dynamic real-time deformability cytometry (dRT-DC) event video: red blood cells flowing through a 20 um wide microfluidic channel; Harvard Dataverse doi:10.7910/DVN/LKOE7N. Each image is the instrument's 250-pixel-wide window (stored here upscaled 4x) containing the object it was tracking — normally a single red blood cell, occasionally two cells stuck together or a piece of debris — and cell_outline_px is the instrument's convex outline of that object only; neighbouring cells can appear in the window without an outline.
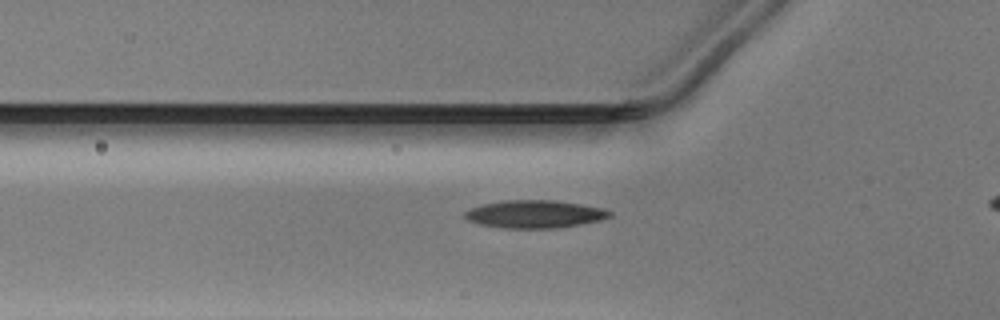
{"species": "Egyptian fruit bat (a non-hibernating species)", "species_latin": "Rousettus aegyptiacus", "temperature_condition": "warm", "stored_images_in_passage": 37, "camera_frame_rate_fps": 3000, "um_per_image_px": 0.085, "animal": {"sex": "male"}, "frame": {"image": 1, "passage_image": 9, "time_ms": 2.667, "image_size_px": [1000, 320], "cell_outline_px": [[612, 216], [600, 220], [580, 224], [556, 228], [504, 228], [480, 224], [468, 220], [464, 216], [464, 212], [472, 208], [484, 204], [508, 200], [552, 200], [580, 204], [604, 208], [612, 212]], "centroid_in_image_um": [45.48, 18.2], "position_along_channel_um": 80.3, "area_um2": 23.24}}
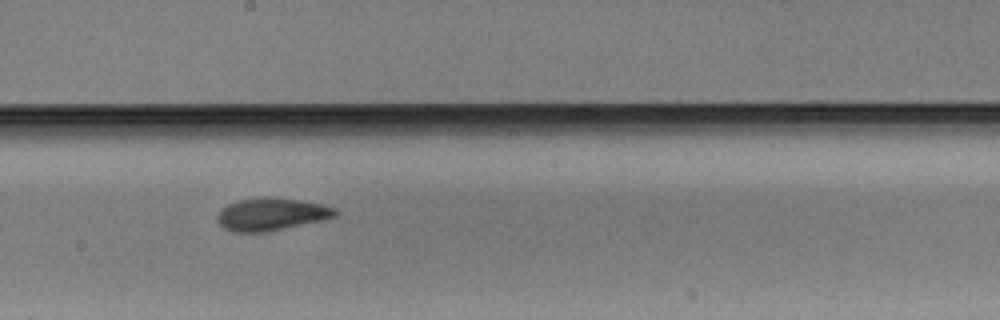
{"frame": {"image": 2, "passage_image": 20, "time_ms": 6.333, "image_size_px": [1000, 320], "cell_outline_px": [[340, 212], [336, 216], [320, 220], [264, 232], [232, 232], [224, 228], [220, 224], [216, 216], [228, 204], [240, 200], [264, 196], [268, 196], [296, 200], [320, 204], [336, 208]], "centroid_in_image_um": [23.05, 18.2], "position_along_channel_um": 225.1, "area_um2": 21.96}}
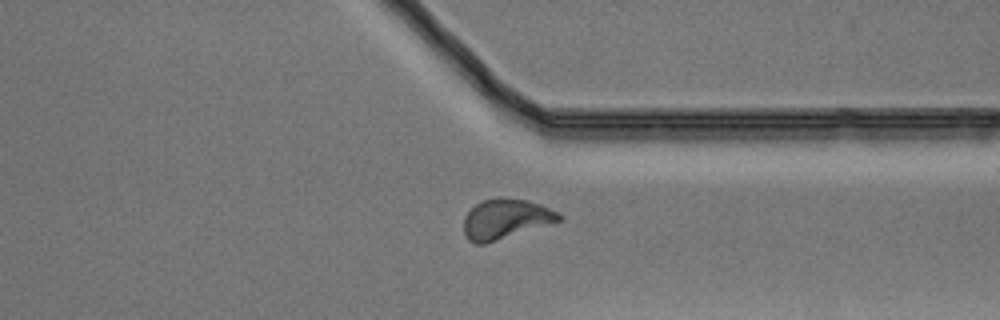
{"frame": {"image": 3, "passage_image": 31, "time_ms": 10.0, "image_size_px": [1000, 320], "cell_outline_px": [[564, 216], [560, 220], [484, 244], [472, 244], [468, 240], [464, 232], [464, 216], [476, 204], [484, 200], [528, 200], [540, 204]], "centroid_in_image_um": [42.93, 18.65], "position_along_channel_um": 368.5, "area_um2": 21.27}}